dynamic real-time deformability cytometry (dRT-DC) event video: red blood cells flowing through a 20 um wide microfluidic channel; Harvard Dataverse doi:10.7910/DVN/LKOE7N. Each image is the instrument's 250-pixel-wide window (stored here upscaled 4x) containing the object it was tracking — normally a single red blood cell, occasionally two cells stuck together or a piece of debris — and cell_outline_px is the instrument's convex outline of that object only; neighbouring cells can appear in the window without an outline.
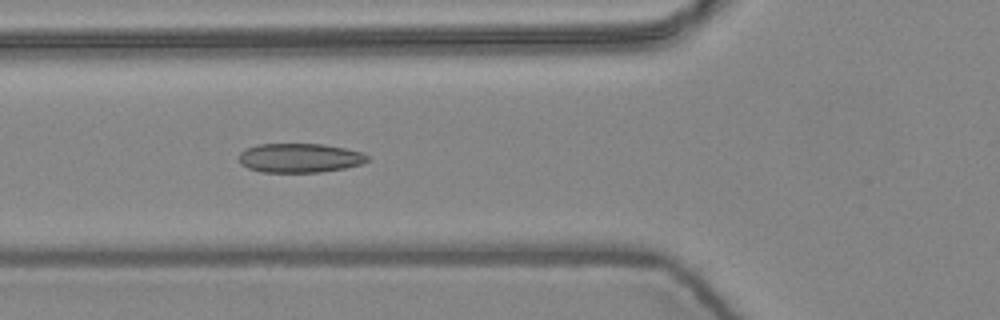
{"species": "common noctule bat (a hibernating species)", "species_latin": "Nyctalus noctula", "temperature_condition": "warm", "stored_images_in_passage": 6, "camera_frame_rate_fps": 3000, "um_per_image_px": 0.085, "animal": {"sex": "female", "body_mass_g": 24.6, "forearm_length_mm": 56.2}, "frame": {"image": 1, "passage_image": 6, "time_ms": 1.667, "image_size_px": [1000, 320], "cell_outline_px": [[368, 160], [364, 164], [344, 168], [320, 172], [260, 172], [248, 168], [240, 164], [240, 152], [248, 148], [260, 144], [324, 144], [364, 152], [368, 156]], "centroid_in_image_um": [25.51, 13.43], "position_along_channel_um": 100.3, "area_um2": 21.91}}